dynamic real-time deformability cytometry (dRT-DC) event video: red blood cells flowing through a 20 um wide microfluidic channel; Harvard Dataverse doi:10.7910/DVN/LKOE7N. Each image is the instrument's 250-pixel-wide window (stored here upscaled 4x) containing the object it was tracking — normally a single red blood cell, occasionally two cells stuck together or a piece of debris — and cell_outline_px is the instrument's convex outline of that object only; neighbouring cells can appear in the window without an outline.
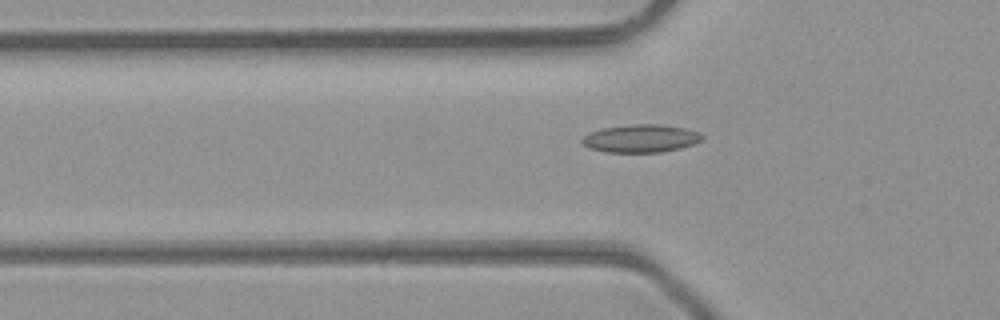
{"species": "common noctule bat (a hibernating species)", "species_latin": "Nyctalus noctula", "temperature_condition": "room temperature", "stored_images_in_passage": 29, "camera_frame_rate_fps": 3000, "um_per_image_px": 0.085, "animal": {"sex": "male", "body_mass_g": 23.1, "forearm_length_mm": 52.7}, "frame": {"image": 1, "passage_image": 2, "time_ms": 0.333, "image_size_px": [1000, 320], "cell_outline_px": [[704, 136], [700, 140], [692, 144], [680, 148], [660, 152], [604, 152], [588, 148], [580, 144], [580, 140], [588, 132], [600, 128], [632, 124], [660, 124], [684, 128], [700, 132]], "centroid_in_image_um": [54.4, 11.76], "position_along_channel_um": 71.4, "area_um2": 19.71}}
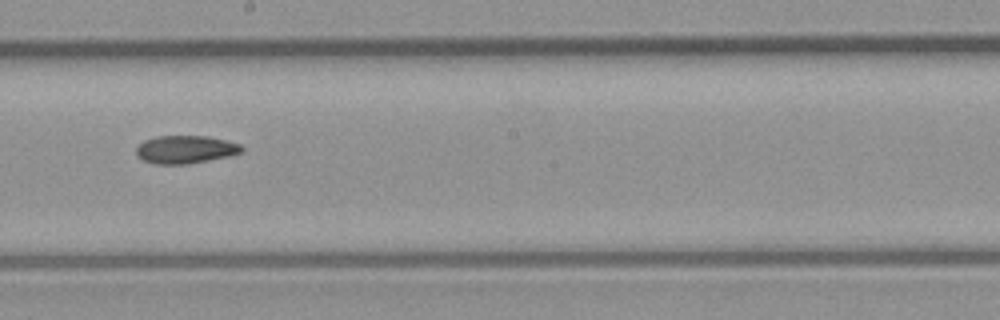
{"frame": {"image": 2, "passage_image": 13, "time_ms": 4.0, "image_size_px": [1000, 320], "cell_outline_px": [[244, 152], [228, 156], [188, 164], [156, 164], [144, 160], [136, 156], [136, 148], [144, 140], [156, 136], [208, 136], [240, 144], [244, 148]], "centroid_in_image_um": [15.76, 12.7], "position_along_channel_um": 232.4, "area_um2": 17.17}}
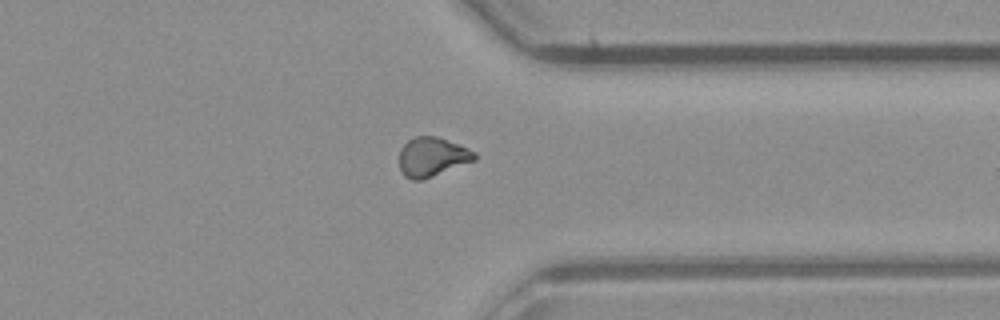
{"frame": {"image": 3, "passage_image": 23, "time_ms": 7.333, "image_size_px": [1000, 320], "cell_outline_px": [[476, 160], [432, 176], [420, 180], [412, 180], [404, 176], [400, 168], [400, 148], [408, 140], [416, 136], [436, 136], [468, 148], [476, 152]], "centroid_in_image_um": [36.73, 13.33], "position_along_channel_um": 374.7, "area_um2": 17.05}}